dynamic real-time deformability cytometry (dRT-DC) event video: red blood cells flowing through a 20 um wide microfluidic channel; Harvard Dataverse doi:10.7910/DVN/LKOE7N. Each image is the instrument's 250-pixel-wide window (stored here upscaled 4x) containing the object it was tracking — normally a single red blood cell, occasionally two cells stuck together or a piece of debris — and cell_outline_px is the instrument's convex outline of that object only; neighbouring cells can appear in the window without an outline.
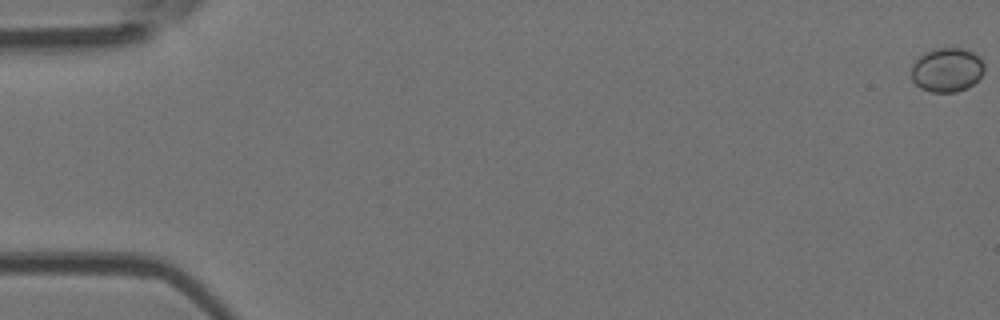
{"species": "Egyptian fruit bat (a non-hibernating species)", "species_latin": "Rousettus aegyptiacus", "temperature_condition": "room temperature", "stored_images_in_passage": 15, "camera_frame_rate_fps": 3000, "um_per_image_px": 0.085, "animal": {"sex": "female"}, "frame": {"image": 1, "passage_image": 1, "time_ms": 0.0, "image_size_px": [1000, 320], "cell_outline_px": [[984, 72], [968, 88], [956, 92], [932, 92], [920, 88], [912, 80], [912, 64], [924, 52], [932, 48], [964, 48], [980, 56], [984, 60]], "centroid_in_image_um": [80.5, 5.92], "position_along_channel_um": 4.5, "area_um2": 18.96}}
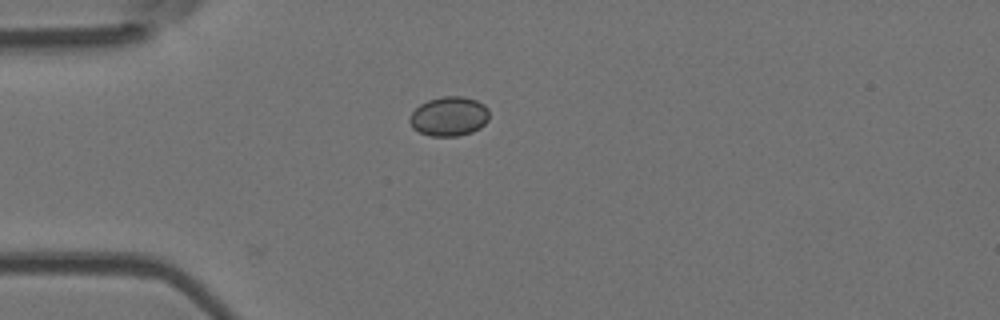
{"frame": {"image": 2, "passage_image": 15, "time_ms": 4.667, "image_size_px": [1000, 320], "cell_outline_px": [[488, 120], [480, 128], [472, 132], [456, 136], [432, 136], [420, 132], [412, 128], [408, 120], [412, 112], [420, 104], [428, 100], [440, 96], [464, 96], [476, 100], [484, 104], [488, 108]], "centroid_in_image_um": [38.17, 9.88], "position_along_channel_um": 46.8, "area_um2": 18.38}}